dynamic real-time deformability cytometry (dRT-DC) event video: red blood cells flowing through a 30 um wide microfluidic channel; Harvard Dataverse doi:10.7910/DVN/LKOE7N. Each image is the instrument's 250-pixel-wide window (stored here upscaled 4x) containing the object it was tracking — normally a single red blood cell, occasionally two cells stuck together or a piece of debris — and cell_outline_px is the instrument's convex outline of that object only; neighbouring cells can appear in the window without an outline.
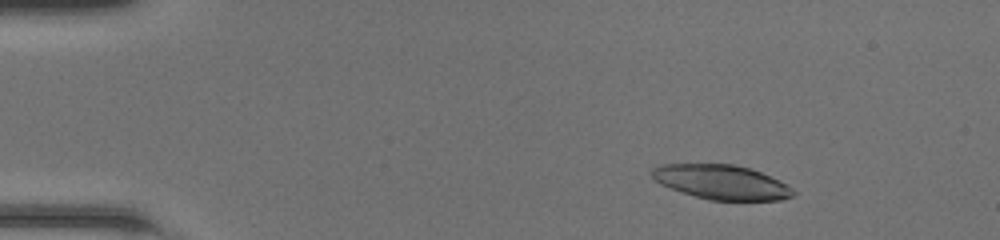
{"species": "common noctule bat (a hibernating species)", "species_latin": "Nyctalus noctula", "temperature_condition": "room temperature", "stored_images_in_passage": 49, "camera_frame_rate_fps": 3000, "um_per_image_px": 0.085, "animal": {"sex": "female", "body_mass_g": 20.0, "forearm_length_mm": 54.0}, "frame": {"image": 1, "passage_image": 7, "time_ms": 2.0, "image_size_px": [1000, 240], "cell_outline_px": [[796, 192], [792, 196], [780, 200], [708, 200], [660, 184], [652, 176], [652, 168], [660, 164], [732, 164], [748, 168], [760, 172], [788, 184]], "centroid_in_image_um": [61.34, 15.48], "position_along_channel_um": 23.7, "area_um2": 28.09}}
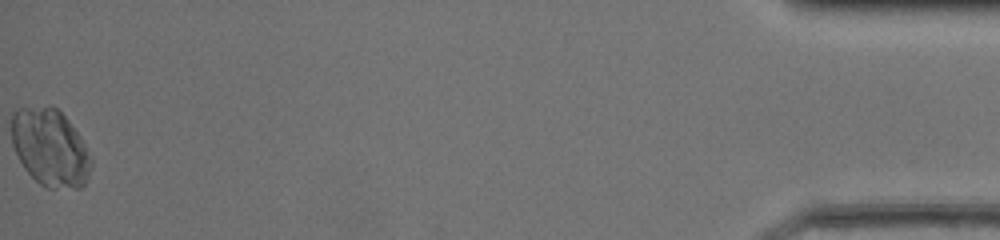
{"frame": {"image": 2, "passage_image": 49, "time_ms": 16.0, "image_size_px": [1000, 240], "cell_outline_px": [[92, 164], [88, 176], [84, 184], [80, 188], [44, 188], [24, 168], [12, 144], [12, 112], [20, 108], [48, 104], [52, 104], [68, 120], [80, 136], [92, 160]], "centroid_in_image_um": [4.26, 12.53], "position_along_channel_um": 430.9, "area_um2": 35.95}}